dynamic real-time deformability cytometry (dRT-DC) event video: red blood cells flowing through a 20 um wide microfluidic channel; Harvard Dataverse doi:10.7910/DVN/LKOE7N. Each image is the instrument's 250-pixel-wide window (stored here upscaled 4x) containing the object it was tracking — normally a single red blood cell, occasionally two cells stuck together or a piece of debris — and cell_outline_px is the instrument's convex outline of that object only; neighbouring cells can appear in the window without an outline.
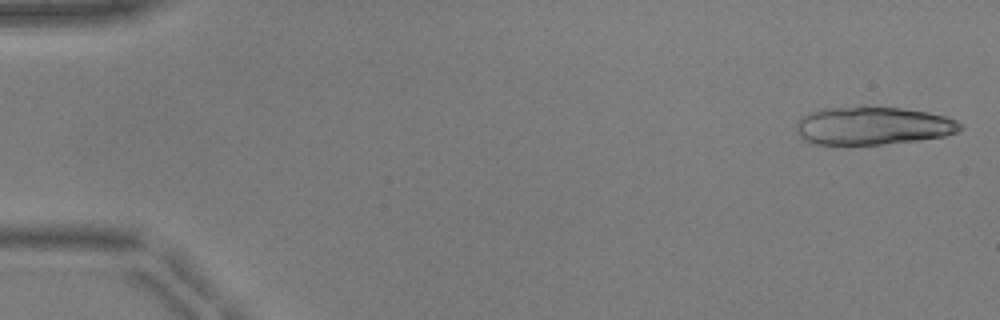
{"species": "common noctule bat (a hibernating species)", "species_latin": "Nyctalus noctula", "temperature_condition": "warm", "stored_images_in_passage": 51, "camera_frame_rate_fps": 3000, "um_per_image_px": 0.085, "animal": {"sex": "male", "body_mass_g": 17.9, "forearm_length_mm": 54.2}, "frame": {"image": 1, "passage_image": 1, "time_ms": 0.0, "image_size_px": [1000, 320], "cell_outline_px": [[964, 128], [956, 132], [944, 136], [916, 140], [880, 144], [816, 144], [804, 140], [800, 136], [796, 128], [796, 124], [800, 116], [808, 112], [824, 108], [860, 104], [864, 104], [900, 108], [928, 112], [944, 116], [956, 120]], "centroid_in_image_um": [74.14, 10.64], "position_along_channel_um": 10.9, "area_um2": 36.93}}
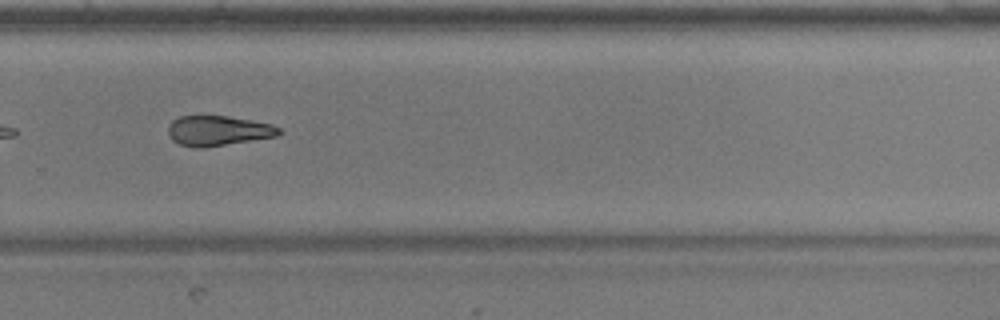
{"frame": {"image": 2, "passage_image": 35, "time_ms": 11.333, "image_size_px": [1000, 320], "cell_outline_px": [[284, 132], [276, 136], [204, 148], [196, 148], [180, 144], [172, 140], [168, 136], [168, 128], [172, 120], [180, 116], [228, 116], [272, 124], [280, 128]], "centroid_in_image_um": [18.53, 11.11], "position_along_channel_um": 311.3, "area_um2": 19.42}}
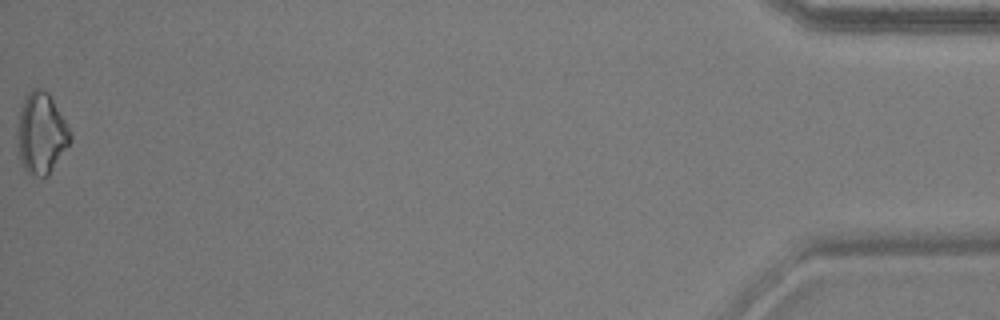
{"frame": {"image": 3, "passage_image": 51, "time_ms": 16.667, "image_size_px": [1000, 320], "cell_outline_px": [[72, 140], [48, 176], [32, 176], [24, 168], [20, 160], [16, 136], [20, 108], [28, 92], [32, 88], [40, 88], [48, 92], [64, 120], [72, 136]], "centroid_in_image_um": [3.49, 11.34], "position_along_channel_um": 431.7, "area_um2": 24.85}, "authors_computed_cell_mechanics": {"area_um2": 21.3282, "velocity_mm_per_s": 3.9763, "shape_relaxation_time_tau1_ms": 3.8135, "shape_relaxation_time_tau2_ms": 5.4205, "deformation_change_tau1": 0.1376, "deformation_change_tau2": 0.1542}}